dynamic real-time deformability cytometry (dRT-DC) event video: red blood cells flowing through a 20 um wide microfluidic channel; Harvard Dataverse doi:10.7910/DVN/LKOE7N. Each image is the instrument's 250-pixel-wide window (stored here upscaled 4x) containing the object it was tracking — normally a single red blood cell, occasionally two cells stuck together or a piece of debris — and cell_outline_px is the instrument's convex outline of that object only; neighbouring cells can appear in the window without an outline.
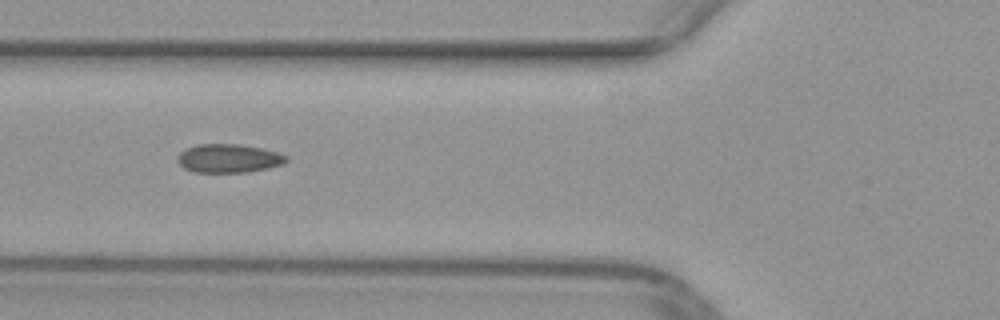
{"species": "common noctule bat (a hibernating species)", "species_latin": "Nyctalus noctula", "temperature_condition": "warm", "stored_images_in_passage": 38, "camera_frame_rate_fps": 3000, "um_per_image_px": 0.085, "animal": {"sex": "female", "body_mass_g": 29.2, "forearm_length_mm": 56.3}, "frame": {"image": 1, "passage_image": 6, "time_ms": 1.667, "image_size_px": [1000, 320], "cell_outline_px": [[288, 160], [284, 164], [268, 168], [248, 172], [196, 172], [184, 168], [176, 160], [176, 156], [184, 148], [196, 144], [240, 144], [260, 148], [276, 152], [288, 156]], "centroid_in_image_um": [19.41, 13.45], "position_along_channel_um": 106.4, "area_um2": 18.26}}
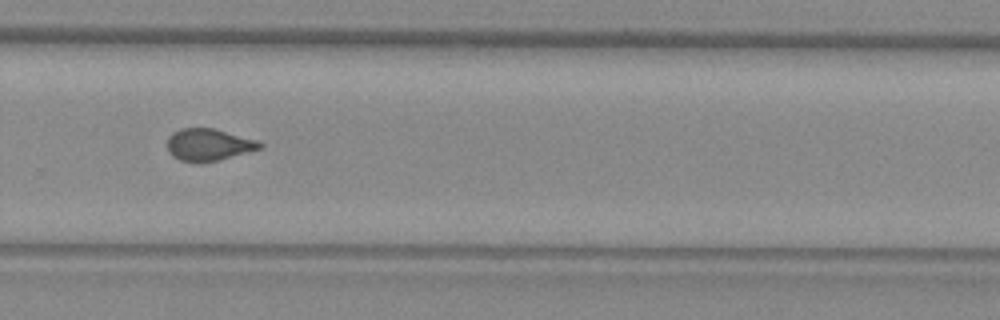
{"frame": {"image": 2, "passage_image": 21, "time_ms": 6.667, "image_size_px": [1000, 320], "cell_outline_px": [[264, 148], [216, 160], [180, 160], [172, 156], [168, 152], [168, 136], [172, 132], [180, 128], [212, 128], [260, 140], [264, 144]], "centroid_in_image_um": [17.77, 12.26], "position_along_channel_um": 312.0, "area_um2": 17.05}}
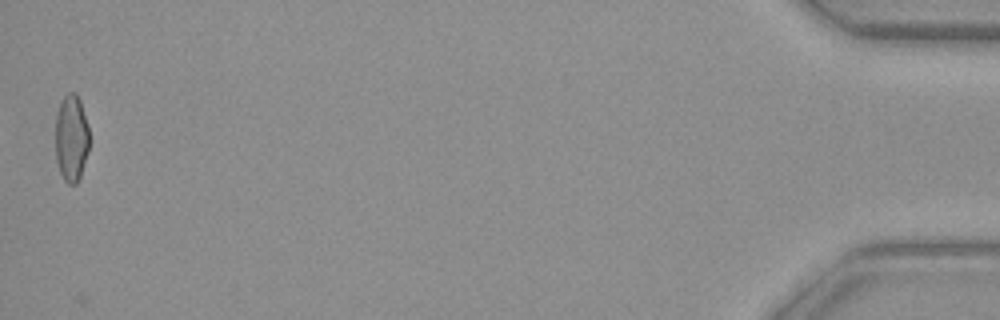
{"frame": {"image": 3, "passage_image": 37, "time_ms": 12.0, "image_size_px": [1000, 320], "cell_outline_px": [[88, 152], [80, 176], [76, 184], [68, 184], [64, 180], [60, 172], [56, 160], [56, 116], [60, 100], [68, 92], [76, 92], [80, 100], [88, 128]], "centroid_in_image_um": [6.05, 11.72], "position_along_channel_um": 429.1, "area_um2": 17.11}}